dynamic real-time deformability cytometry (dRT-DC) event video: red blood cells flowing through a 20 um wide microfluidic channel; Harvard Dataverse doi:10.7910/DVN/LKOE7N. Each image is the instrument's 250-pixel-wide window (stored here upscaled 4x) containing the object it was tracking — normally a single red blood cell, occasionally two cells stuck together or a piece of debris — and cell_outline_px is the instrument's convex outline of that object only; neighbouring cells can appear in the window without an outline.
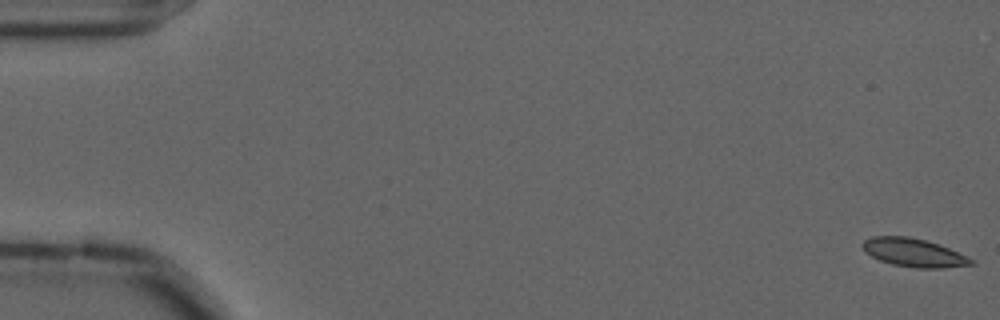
{"species": "common noctule bat (a hibernating species)", "species_latin": "Nyctalus noctula", "temperature_condition": "cold", "stored_images_in_passage": 17, "camera_frame_rate_fps": 3000, "um_per_image_px": 0.085, "animal": {"sex": "male", "forearm_length_mm": 52.5}, "frame": {"image": 1, "passage_image": 1, "time_ms": 0.0, "image_size_px": [1000, 320], "cell_outline_px": [[976, 264], [940, 268], [916, 268], [892, 264], [880, 260], [864, 252], [860, 244], [864, 240], [872, 236], [908, 236], [924, 240], [948, 248], [972, 260]], "centroid_in_image_um": [77.58, 21.47], "position_along_channel_um": 7.4, "area_um2": 17.69}}
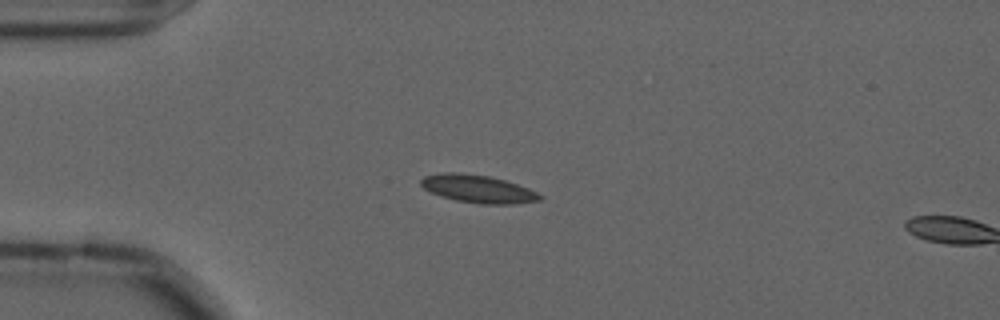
{"frame": {"image": 2, "passage_image": 15, "time_ms": 4.667, "image_size_px": [1000, 320], "cell_outline_px": [[544, 196], [540, 200], [512, 204], [480, 204], [456, 200], [440, 196], [424, 188], [420, 184], [420, 180], [424, 176], [444, 172], [456, 172], [488, 176], [504, 180], [528, 188]], "centroid_in_image_um": [40.61, 16.05], "position_along_channel_um": 44.4, "area_um2": 19.13}}